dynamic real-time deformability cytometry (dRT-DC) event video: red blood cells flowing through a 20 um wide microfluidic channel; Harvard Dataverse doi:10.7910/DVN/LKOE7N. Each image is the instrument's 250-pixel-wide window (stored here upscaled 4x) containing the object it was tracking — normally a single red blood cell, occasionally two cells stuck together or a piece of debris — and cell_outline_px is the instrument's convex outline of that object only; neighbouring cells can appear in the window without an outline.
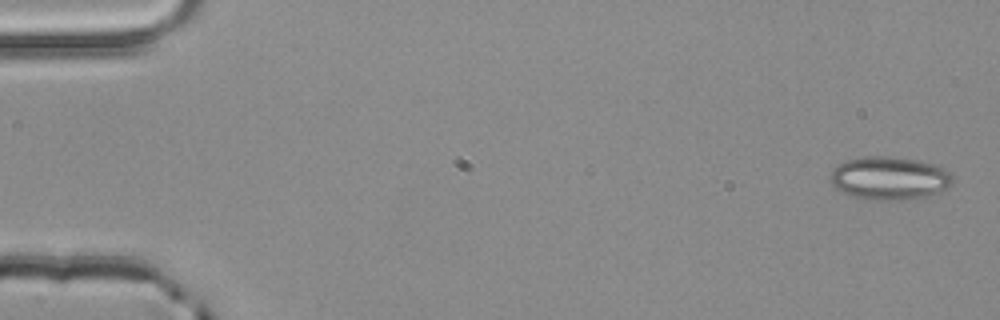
{"species": "common noctule bat (a hibernating species)", "species_latin": "Nyctalus noctula", "temperature_condition": "room temperature", "stored_images_in_passage": 4, "camera_frame_rate_fps": 3000, "um_per_image_px": 0.085, "animal": {"sex": "male", "body_mass_g": 20.4}, "frame": {"image": 1, "passage_image": 1, "time_ms": 0.0, "image_size_px": [1000, 320], "cell_outline_px": [[952, 184], [948, 188], [940, 192], [928, 196], [900, 200], [872, 200], [852, 196], [836, 188], [832, 184], [832, 172], [840, 164], [848, 160], [864, 156], [892, 156], [920, 160], [936, 164], [944, 168], [952, 176]], "centroid_in_image_um": [75.66, 15.14], "position_along_channel_um": 9.3, "area_um2": 30.75}}